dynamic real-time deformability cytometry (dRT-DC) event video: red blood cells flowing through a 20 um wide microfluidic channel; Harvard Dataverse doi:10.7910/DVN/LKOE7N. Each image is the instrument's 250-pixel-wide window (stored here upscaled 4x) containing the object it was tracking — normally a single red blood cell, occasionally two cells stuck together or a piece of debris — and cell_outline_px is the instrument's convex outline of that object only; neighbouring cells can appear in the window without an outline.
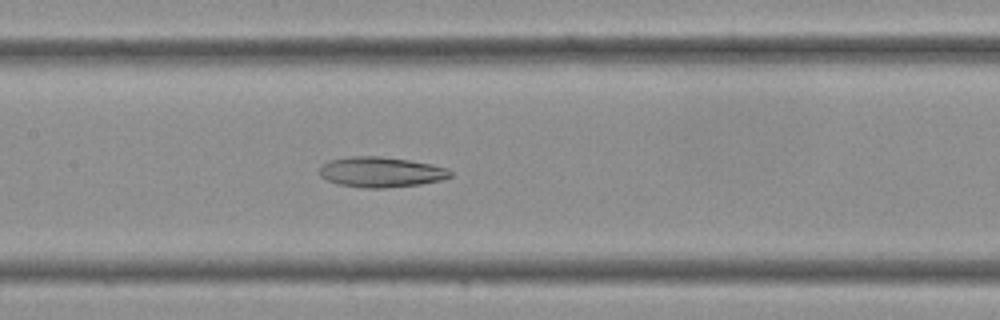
{"species": "Egyptian fruit bat (a non-hibernating species)", "species_latin": "Rousettus aegyptiacus", "temperature_condition": "cold", "stored_images_in_passage": 19, "camera_frame_rate_fps": 3000, "um_per_image_px": 0.085, "frame": {"image": 1, "passage_image": 9, "time_ms": 2.667, "image_size_px": [1000, 320], "cell_outline_px": [[452, 176], [444, 180], [420, 184], [384, 188], [364, 188], [340, 184], [328, 180], [320, 176], [320, 168], [328, 160], [348, 156], [380, 156], [408, 160], [432, 164], [448, 168], [452, 172]], "centroid_in_image_um": [32.42, 14.62], "position_along_channel_um": 175.0, "area_um2": 23.18}}
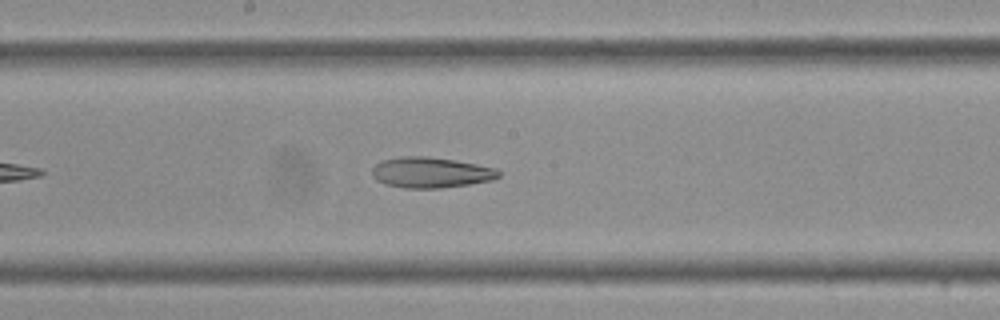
{"frame": {"image": 2, "passage_image": 11, "time_ms": 3.333, "image_size_px": [1000, 320], "cell_outline_px": [[500, 176], [492, 180], [468, 184], [440, 188], [404, 188], [384, 184], [376, 180], [372, 176], [372, 168], [380, 160], [400, 156], [424, 156], [456, 160], [496, 168], [500, 172]], "centroid_in_image_um": [36.58, 14.66], "position_along_channel_um": 211.6, "area_um2": 22.72}}
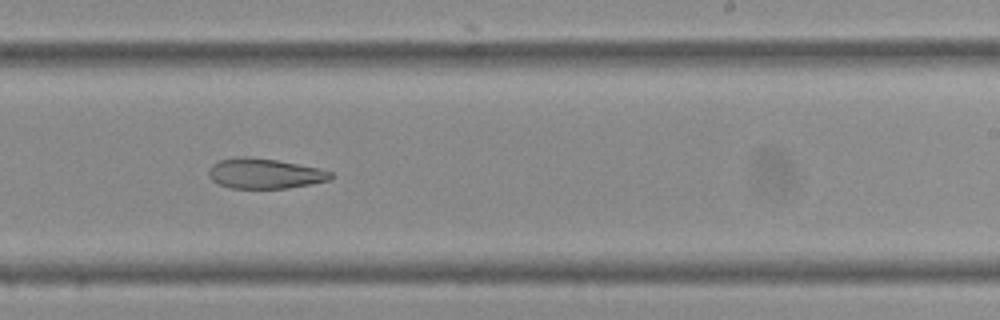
{"frame": {"image": 3, "passage_image": 14, "time_ms": 4.333, "image_size_px": [1000, 320], "cell_outline_px": [[332, 176], [328, 180], [312, 184], [288, 188], [232, 188], [220, 184], [212, 180], [208, 176], [208, 168], [216, 160], [236, 156], [248, 156], [276, 160], [320, 168], [332, 172]], "centroid_in_image_um": [22.45, 14.73], "position_along_channel_um": 266.5, "area_um2": 21.62}}